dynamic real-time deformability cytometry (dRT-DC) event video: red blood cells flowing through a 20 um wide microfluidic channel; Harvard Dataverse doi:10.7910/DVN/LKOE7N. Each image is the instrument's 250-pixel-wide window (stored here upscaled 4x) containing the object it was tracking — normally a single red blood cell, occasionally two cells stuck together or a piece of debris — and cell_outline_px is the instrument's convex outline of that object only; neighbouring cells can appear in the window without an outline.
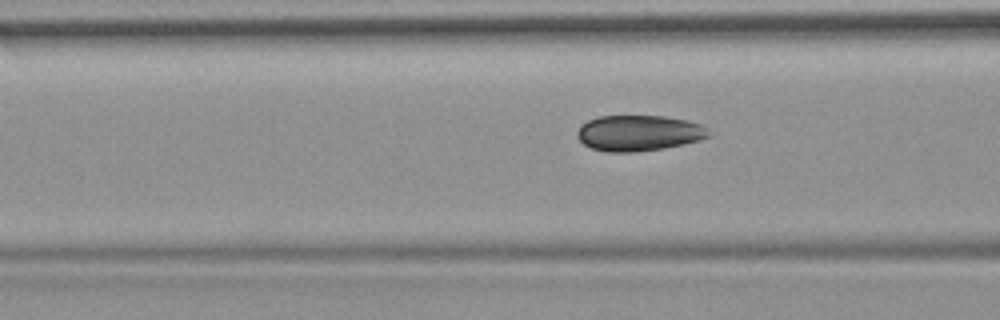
{"species": "common noctule bat (a hibernating species)", "species_latin": "Nyctalus noctula", "temperature_condition": "room temperature", "stored_images_in_passage": 19, "camera_frame_rate_fps": 3000, "um_per_image_px": 0.085, "animal": {"sex": "female", "body_mass_g": 19.9}, "frame": {"image": 1, "passage_image": 14, "time_ms": 4.333, "image_size_px": [1000, 320], "cell_outline_px": [[688, 140], [672, 144], [652, 148], [596, 148], [588, 144], [580, 136], [580, 132], [584, 124], [596, 120], [612, 116], [644, 116], [672, 120]], "centroid_in_image_um": [53.67, 11.27], "position_along_channel_um": 112.9, "area_um2": 20.29}}